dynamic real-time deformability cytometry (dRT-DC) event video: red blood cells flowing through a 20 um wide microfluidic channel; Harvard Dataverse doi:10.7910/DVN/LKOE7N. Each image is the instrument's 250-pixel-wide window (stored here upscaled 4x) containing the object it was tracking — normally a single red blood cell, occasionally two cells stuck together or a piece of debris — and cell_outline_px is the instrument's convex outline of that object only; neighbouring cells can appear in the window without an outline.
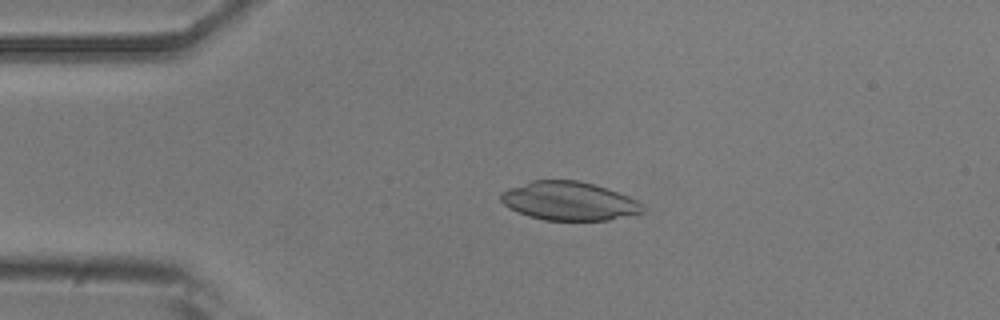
{"species": "common noctule bat (a hibernating species)", "species_latin": "Nyctalus noctula", "temperature_condition": "room temperature", "stored_images_in_passage": 53, "camera_frame_rate_fps": 3000, "um_per_image_px": 0.085, "animal": {"sex": "male", "body_mass_g": 20.5, "forearm_length_mm": 52.5}, "frame": {"image": 1, "passage_image": 11, "time_ms": 3.333, "image_size_px": [1000, 320], "cell_outline_px": [[644, 212], [608, 220], [544, 220], [528, 216], [508, 208], [500, 200], [500, 192], [508, 188], [532, 180], [580, 180], [608, 188], [628, 196], [636, 200], [644, 208]], "centroid_in_image_um": [48.33, 17.08], "position_along_channel_um": 36.7, "area_um2": 32.02}}
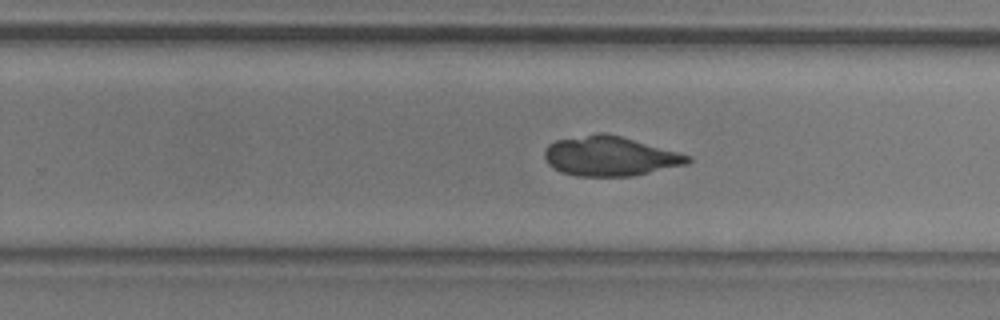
{"frame": {"image": 2, "passage_image": 33, "time_ms": 10.667, "image_size_px": [1000, 320], "cell_outline_px": [[692, 160], [688, 164], [632, 176], [576, 176], [560, 172], [552, 168], [548, 164], [544, 156], [544, 152], [548, 144], [556, 140], [596, 132], [604, 132], [620, 136], [692, 156]], "centroid_in_image_um": [51.82, 13.27], "position_along_channel_um": 278.0, "area_um2": 33.18}}
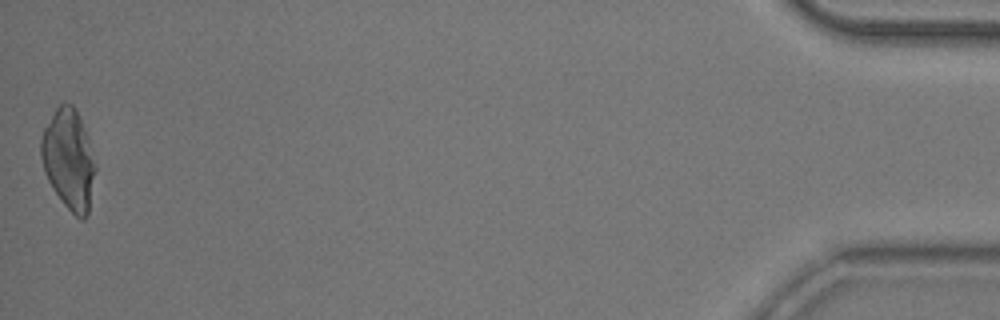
{"frame": {"image": 3, "passage_image": 53, "time_ms": 17.333, "image_size_px": [1000, 320], "cell_outline_px": [[96, 172], [88, 216], [84, 220], [80, 220], [64, 204], [52, 188], [44, 172], [40, 156], [40, 140], [44, 128], [56, 108], [64, 100], [72, 104], [84, 128], [88, 140], [96, 168]], "centroid_in_image_um": [5.83, 13.58], "position_along_channel_um": 429.4, "area_um2": 31.67}}